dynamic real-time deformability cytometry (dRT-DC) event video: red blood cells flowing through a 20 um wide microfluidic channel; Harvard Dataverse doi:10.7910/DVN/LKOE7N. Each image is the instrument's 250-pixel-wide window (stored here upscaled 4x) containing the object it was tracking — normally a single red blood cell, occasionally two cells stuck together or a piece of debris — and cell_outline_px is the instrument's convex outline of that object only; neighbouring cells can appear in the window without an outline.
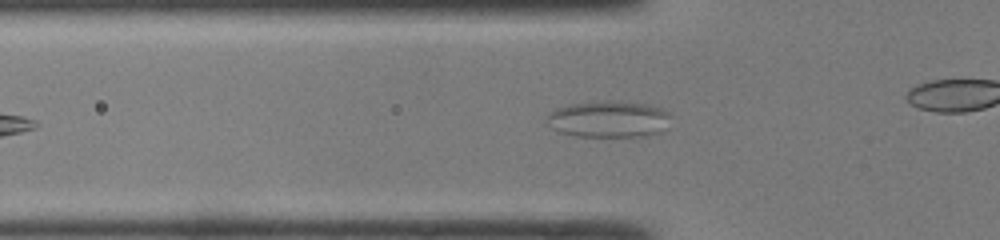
{"species": "common noctule bat (a hibernating species)", "species_latin": "Nyctalus noctula", "temperature_condition": "room temperature", "stored_images_in_passage": 30, "camera_frame_rate_fps": 3000, "um_per_image_px": 0.085, "animal": {"sex": "male", "body_mass_g": 19.0, "forearm_length_mm": 50.8}, "frame": {"image": 1, "passage_image": 8, "time_ms": 2.333, "image_size_px": [1000, 240], "cell_outline_px": [[668, 128], [664, 132], [648, 136], [576, 136], [560, 132], [552, 128], [548, 116], [548, 112], [556, 108], [568, 104], [600, 100], [620, 100], [644, 104], [660, 108], [668, 112]], "centroid_in_image_um": [51.77, 10.12], "position_along_channel_um": 74.0, "area_um2": 26.65}}
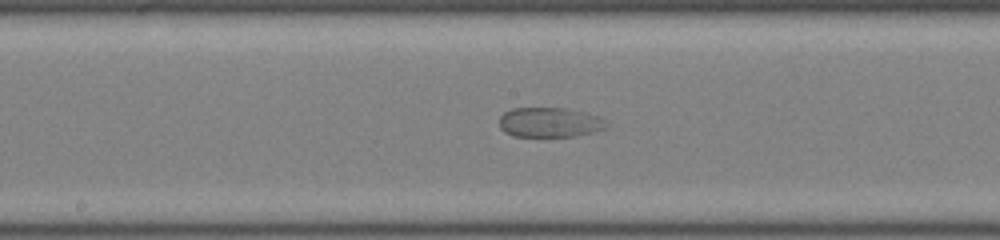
{"frame": {"image": 2, "passage_image": 17, "time_ms": 5.333, "image_size_px": [1000, 240], "cell_outline_px": [[608, 128], [576, 136], [512, 136], [504, 132], [500, 128], [500, 116], [504, 112], [512, 108], [564, 108], [584, 112], [600, 116], [604, 120]], "centroid_in_image_um": [46.71, 10.4], "position_along_channel_um": 201.5, "area_um2": 18.61}}
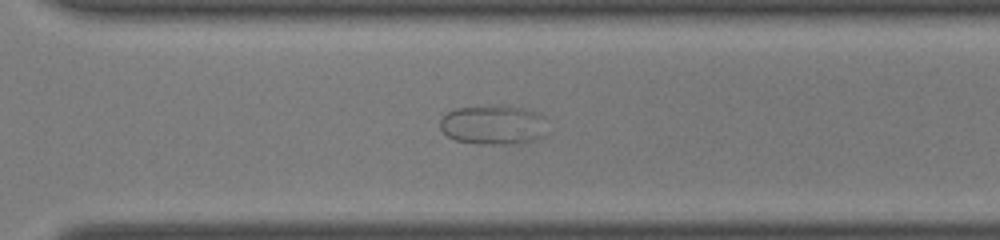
{"frame": {"image": 3, "passage_image": 26, "time_ms": 8.333, "image_size_px": [1000, 240], "cell_outline_px": [[544, 136], [524, 144], [480, 144], [456, 140], [448, 136], [440, 128], [440, 120], [448, 112], [456, 108], [524, 108], [536, 112], [544, 116]], "centroid_in_image_um": [41.94, 10.67], "position_along_channel_um": 328.7, "area_um2": 23.99}}